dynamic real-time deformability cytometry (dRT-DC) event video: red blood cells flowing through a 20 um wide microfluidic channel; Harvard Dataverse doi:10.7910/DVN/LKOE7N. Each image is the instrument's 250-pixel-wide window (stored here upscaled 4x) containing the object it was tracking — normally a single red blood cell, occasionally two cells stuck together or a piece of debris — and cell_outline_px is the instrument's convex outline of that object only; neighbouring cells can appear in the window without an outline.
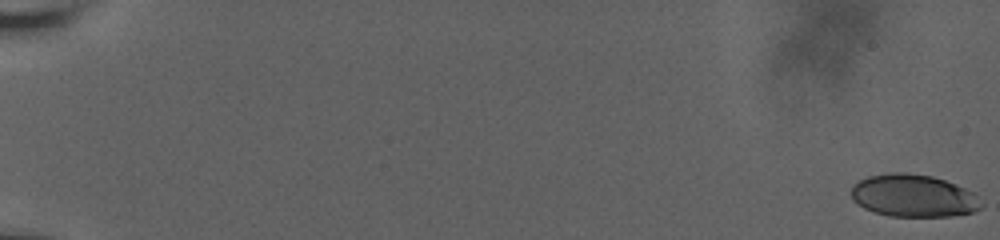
{"species": "human", "species_latin": "Homo sapiens", "temperature_condition": "room temperature", "stored_images_in_passage": 10, "camera_frame_rate_fps": 3000, "um_per_image_px": 0.085, "donor": {"sex": "male"}, "frame": {"image": 1, "passage_image": 1, "time_ms": 0.0, "image_size_px": [1000, 240], "cell_outline_px": [[984, 204], [980, 208], [972, 212], [952, 216], [888, 216], [864, 208], [852, 200], [852, 184], [868, 176], [892, 172], [904, 172], [932, 176], [944, 180], [964, 188], [972, 192]], "centroid_in_image_um": [77.62, 16.64], "position_along_channel_um": 7.4, "area_um2": 32.08}}